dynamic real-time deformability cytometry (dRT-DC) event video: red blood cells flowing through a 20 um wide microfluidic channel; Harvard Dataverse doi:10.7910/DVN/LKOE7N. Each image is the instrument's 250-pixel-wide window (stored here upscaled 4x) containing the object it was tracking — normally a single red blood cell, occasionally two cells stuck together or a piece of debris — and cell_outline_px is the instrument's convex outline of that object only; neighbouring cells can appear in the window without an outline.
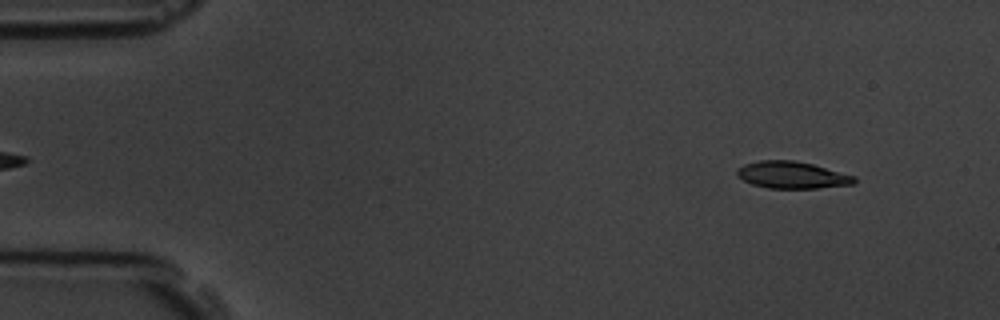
{"species": "common noctule bat (a hibernating species)", "species_latin": "Nyctalus noctula", "temperature_condition": "room temperature", "stored_images_in_passage": 55, "camera_frame_rate_fps": 3000, "um_per_image_px": 0.085, "animal": {"sex": "male", "body_mass_g": 19.5, "forearm_length_mm": 54.6}, "frame": {"image": 1, "passage_image": 4, "time_ms": 1.0, "image_size_px": [1000, 320], "cell_outline_px": [[856, 180], [852, 184], [816, 188], [768, 188], [752, 184], [736, 176], [736, 168], [744, 164], [760, 160], [796, 160], [812, 164], [856, 176]], "centroid_in_image_um": [67.28, 14.86], "position_along_channel_um": 17.7, "area_um2": 18.44}}
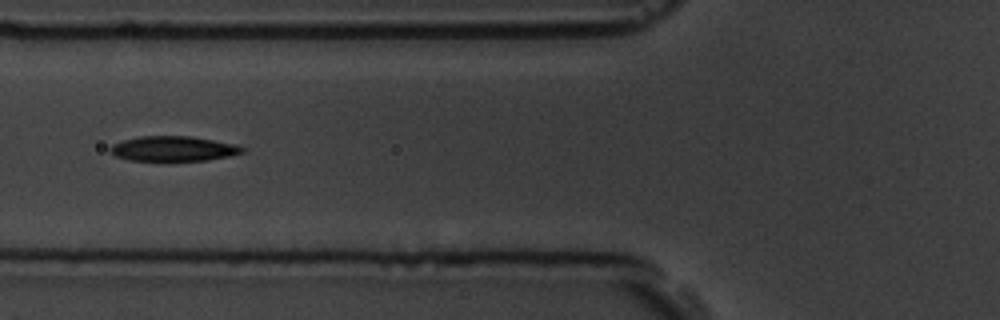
{"frame": {"image": 2, "passage_image": 20, "time_ms": 6.333, "image_size_px": [1000, 320], "cell_outline_px": [[248, 148], [244, 152], [228, 156], [208, 160], [128, 160], [116, 156], [108, 152], [108, 148], [112, 144], [124, 140], [140, 136], [192, 136], [236, 144]], "centroid_in_image_um": [14.74, 12.63], "position_along_channel_um": 111.1, "area_um2": 19.31}}
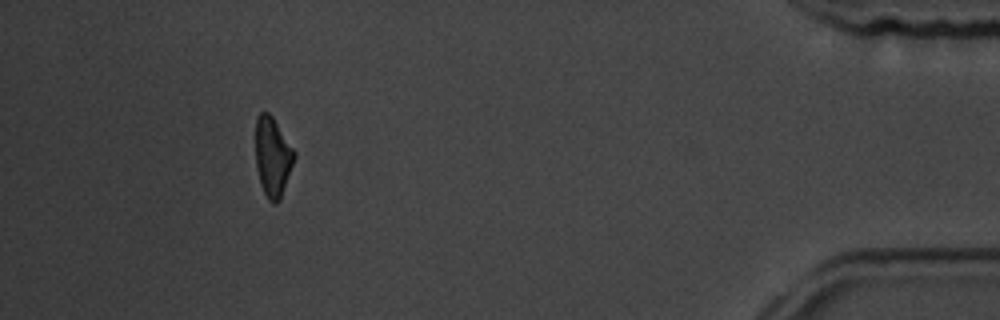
{"frame": {"image": 3, "passage_image": 50, "time_ms": 16.333, "image_size_px": [1000, 320], "cell_outline_px": [[296, 156], [280, 200], [276, 204], [272, 204], [268, 200], [260, 184], [256, 164], [256, 116], [260, 112], [268, 112], [272, 116], [296, 152]], "centroid_in_image_um": [23.18, 13.34], "position_along_channel_um": 412.0, "area_um2": 17.98}, "authors_computed_cell_mechanics": {"area_um2": 19.2474, "velocity_mm_per_s": 3.6232, "shape_relaxation_time_tau1_ms": 2.8717, "shape_relaxation_time_tau2_ms": 3.2985, "deformation_change_tau1": 0.1398, "deformation_change_tau2": 0.0932}}